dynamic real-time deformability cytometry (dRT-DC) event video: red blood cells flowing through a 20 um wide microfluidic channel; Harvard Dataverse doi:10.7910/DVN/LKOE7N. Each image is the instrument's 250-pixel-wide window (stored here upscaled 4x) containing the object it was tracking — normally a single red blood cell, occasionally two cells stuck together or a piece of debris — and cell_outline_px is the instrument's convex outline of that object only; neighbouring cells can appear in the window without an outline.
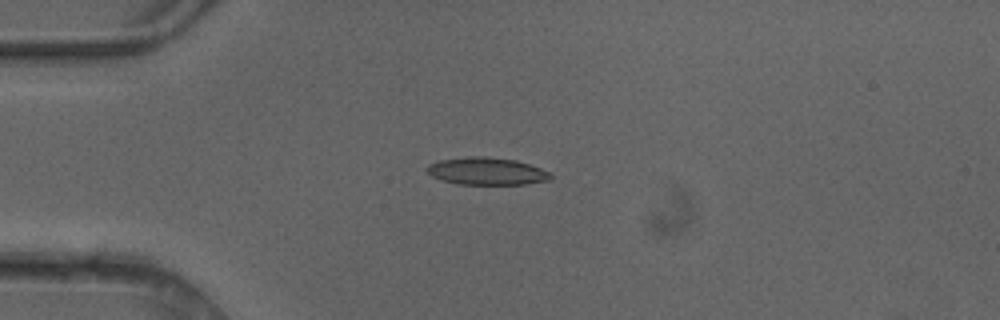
{"species": "common noctule bat (a hibernating species)", "species_latin": "Nyctalus noctula", "temperature_condition": "cold", "stored_images_in_passage": 6, "camera_frame_rate_fps": 3000, "um_per_image_px": 0.085, "animal": {"sex": "female"}, "frame": {"image": 1, "passage_image": 3, "time_ms": 0.667, "image_size_px": [1000, 320], "cell_outline_px": [[552, 180], [524, 184], [456, 184], [440, 180], [432, 176], [424, 168], [428, 164], [440, 160], [468, 156], [484, 156], [516, 160], [552, 172]], "centroid_in_image_um": [41.36, 14.55], "position_along_channel_um": 43.6, "area_um2": 19.94}}
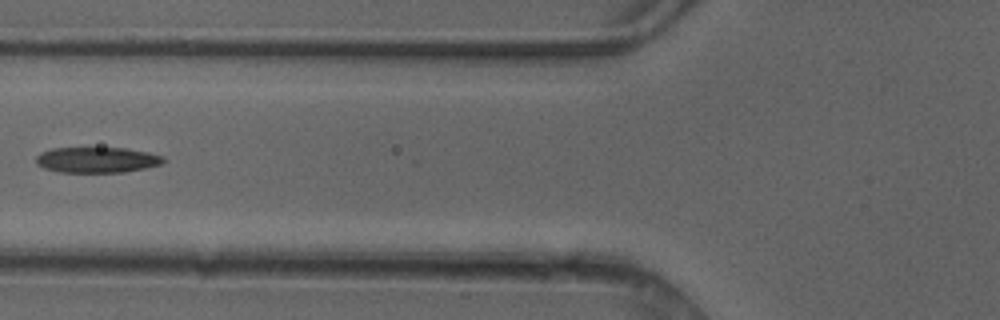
{"frame": {"image": 2, "passage_image": 5, "time_ms": 1.333, "image_size_px": [1000, 320], "cell_outline_px": [[168, 160], [164, 164], [124, 172], [60, 172], [44, 168], [36, 164], [36, 156], [40, 152], [52, 148], [124, 148], [148, 152], [164, 156]], "centroid_in_image_um": [8.27, 13.59], "position_along_channel_um": 117.5, "area_um2": 19.19}}
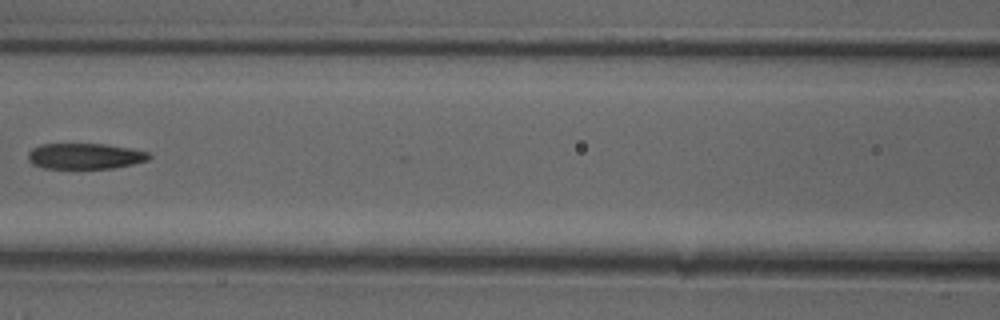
{"frame": {"image": 3, "passage_image": 6, "time_ms": 1.667, "image_size_px": [1000, 320], "cell_outline_px": [[152, 156], [148, 160], [132, 164], [112, 168], [44, 168], [32, 164], [28, 160], [28, 152], [32, 148], [40, 144], [104, 144], [132, 148], [148, 152]], "centroid_in_image_um": [7.22, 13.26], "position_along_channel_um": 159.4, "area_um2": 18.21}}